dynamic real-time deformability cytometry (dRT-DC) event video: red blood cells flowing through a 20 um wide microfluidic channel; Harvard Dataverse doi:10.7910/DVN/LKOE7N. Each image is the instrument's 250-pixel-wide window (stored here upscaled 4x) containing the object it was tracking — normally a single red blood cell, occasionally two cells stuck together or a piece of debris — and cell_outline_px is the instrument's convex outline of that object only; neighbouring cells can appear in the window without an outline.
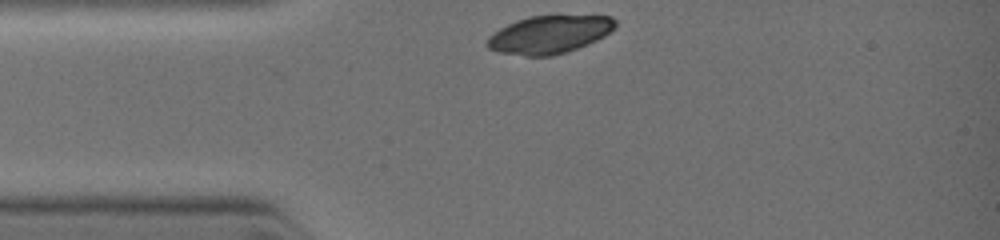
{"species": "common noctule bat (a hibernating species)", "species_latin": "Nyctalus noctula", "temperature_condition": "warm", "stored_images_in_passage": 5, "camera_frame_rate_fps": 3000, "um_per_image_px": 0.085, "animal": {"sex": "female", "body_mass_g": 19.0, "forearm_length_mm": 51.5}, "frame": {"image": 1, "passage_image": 1, "time_ms": 0.0, "image_size_px": [1000, 240], "cell_outline_px": [[616, 24], [604, 36], [588, 44], [564, 52], [548, 56], [524, 56], [500, 52], [488, 48], [484, 44], [488, 36], [500, 28], [516, 20], [528, 16], [612, 16], [616, 20]], "centroid_in_image_um": [46.64, 2.93], "position_along_channel_um": 38.4, "area_um2": 28.03}}
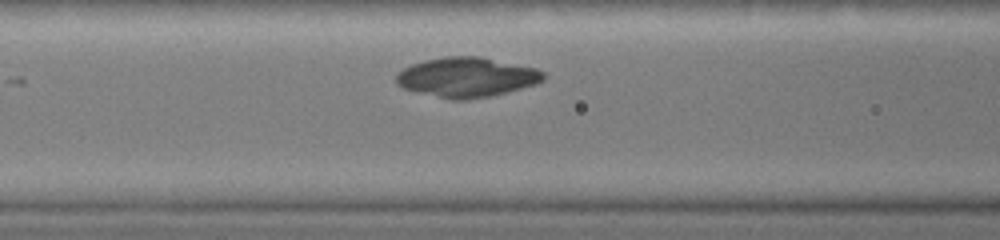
{"frame": {"image": 2, "passage_image": 5, "time_ms": 2.0, "image_size_px": [1000, 240], "cell_outline_px": [[544, 80], [508, 92], [492, 96], [468, 100], [448, 100], [416, 92], [404, 88], [396, 84], [396, 76], [404, 68], [412, 64], [424, 60], [444, 56], [480, 56], [536, 68], [544, 72]], "centroid_in_image_um": [39.65, 6.57], "position_along_channel_um": 127.0, "area_um2": 34.22}}